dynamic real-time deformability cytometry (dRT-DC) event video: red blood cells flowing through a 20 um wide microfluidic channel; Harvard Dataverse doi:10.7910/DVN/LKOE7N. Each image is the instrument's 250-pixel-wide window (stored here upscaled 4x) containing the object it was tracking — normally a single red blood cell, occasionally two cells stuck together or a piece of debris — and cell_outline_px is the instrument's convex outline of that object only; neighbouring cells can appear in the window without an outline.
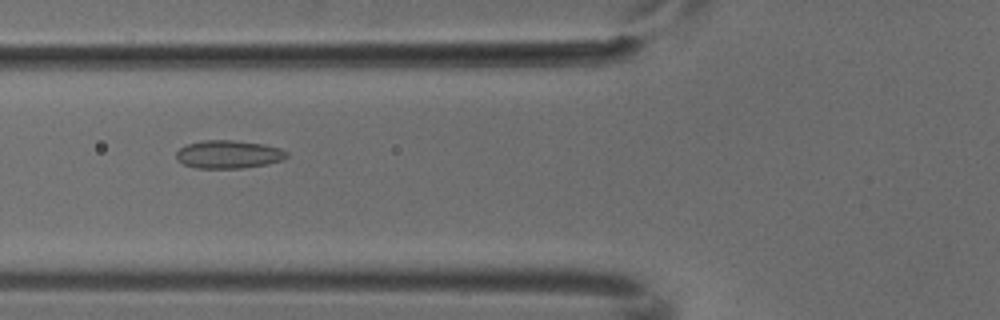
{"species": "common noctule bat (a hibernating species)", "species_latin": "Nyctalus noctula", "temperature_condition": "cold", "stored_images_in_passage": 5, "camera_frame_rate_fps": 3000, "um_per_image_px": 0.085, "animal": {"sex": "male", "body_mass_g": 18.8}, "frame": {"image": 1, "passage_image": 3, "time_ms": 0.667, "image_size_px": [1000, 320], "cell_outline_px": [[288, 156], [284, 160], [268, 164], [244, 168], [196, 168], [184, 164], [176, 156], [176, 152], [180, 148], [188, 144], [204, 140], [232, 140], [264, 144], [280, 148], [288, 152]], "centroid_in_image_um": [19.48, 13.12], "position_along_channel_um": 106.3, "area_um2": 18.09}}
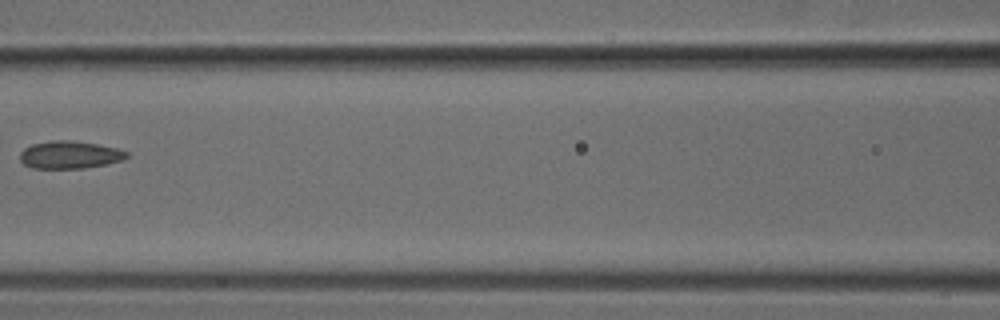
{"frame": {"image": 2, "passage_image": 4, "time_ms": 1.0, "image_size_px": [1000, 320], "cell_outline_px": [[128, 156], [120, 160], [104, 164], [84, 168], [32, 168], [24, 164], [20, 160], [20, 152], [24, 148], [32, 144], [52, 140], [72, 140], [96, 144], [116, 148], [128, 152]], "centroid_in_image_um": [5.88, 13.15], "position_along_channel_um": 160.7, "area_um2": 16.99}}
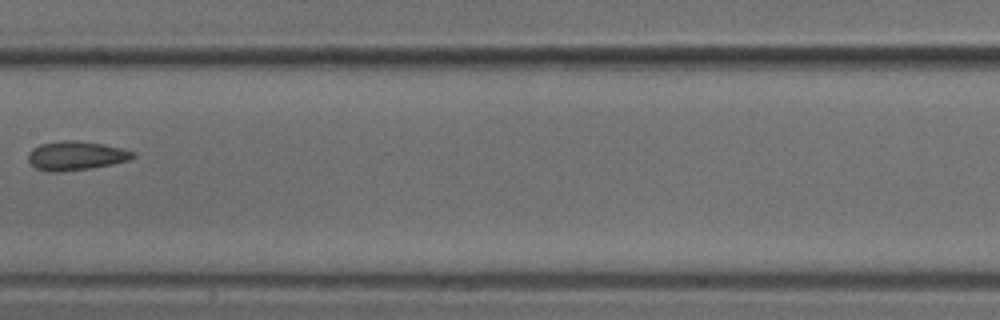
{"frame": {"image": 3, "passage_image": 5, "time_ms": 1.333, "image_size_px": [1000, 320], "cell_outline_px": [[136, 156], [128, 160], [112, 164], [92, 168], [60, 172], [48, 172], [36, 168], [28, 160], [28, 152], [32, 148], [40, 144], [64, 140], [76, 140], [100, 144], [120, 148], [136, 152]], "centroid_in_image_um": [6.43, 13.24], "position_along_channel_um": 201.0, "area_um2": 17.69}}